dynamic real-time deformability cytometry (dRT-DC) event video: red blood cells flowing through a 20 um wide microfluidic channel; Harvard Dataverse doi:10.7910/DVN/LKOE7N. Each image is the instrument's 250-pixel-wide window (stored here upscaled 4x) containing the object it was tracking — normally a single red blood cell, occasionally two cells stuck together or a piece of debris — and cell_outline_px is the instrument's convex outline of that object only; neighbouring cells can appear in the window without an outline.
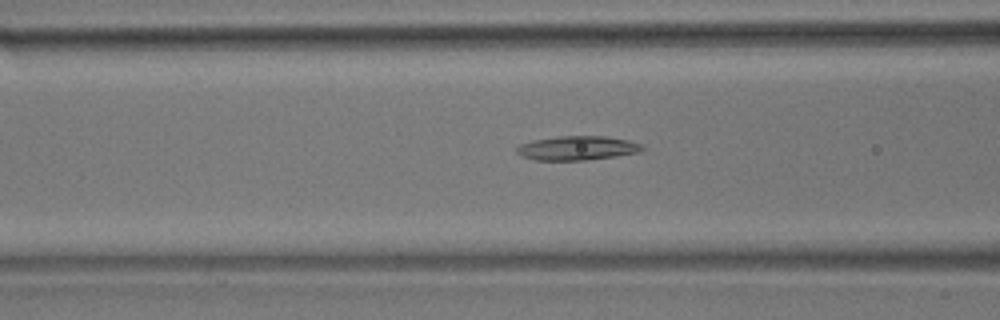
{"species": "common noctule bat (a hibernating species)", "species_latin": "Nyctalus noctula", "temperature_condition": "room temperature", "stored_images_in_passage": 33, "camera_frame_rate_fps": 3000, "um_per_image_px": 0.085, "animal": {"sex": "male", "body_mass_g": 17.9}, "frame": {"image": 1, "passage_image": 6, "time_ms": 1.667, "image_size_px": [1000, 320], "cell_outline_px": [[644, 148], [640, 152], [616, 156], [584, 160], [536, 160], [520, 156], [516, 152], [516, 148], [520, 144], [532, 140], [560, 136], [604, 136], [628, 140], [640, 144]], "centroid_in_image_um": [49.03, 12.59], "position_along_channel_um": 117.6, "area_um2": 17.63}}
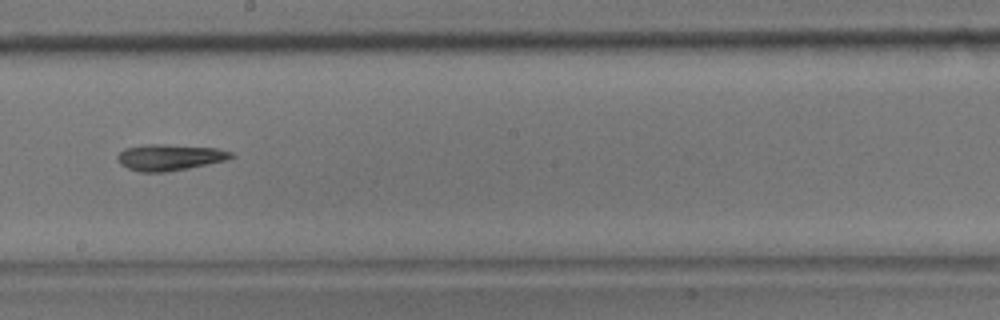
{"frame": {"image": 2, "passage_image": 15, "time_ms": 4.667, "image_size_px": [1000, 320], "cell_outline_px": [[236, 156], [224, 160], [188, 168], [168, 172], [140, 172], [128, 168], [120, 164], [116, 156], [124, 148], [144, 144], [164, 144], [216, 148], [232, 152]], "centroid_in_image_um": [14.38, 13.37], "position_along_channel_um": 233.8, "area_um2": 17.34}}
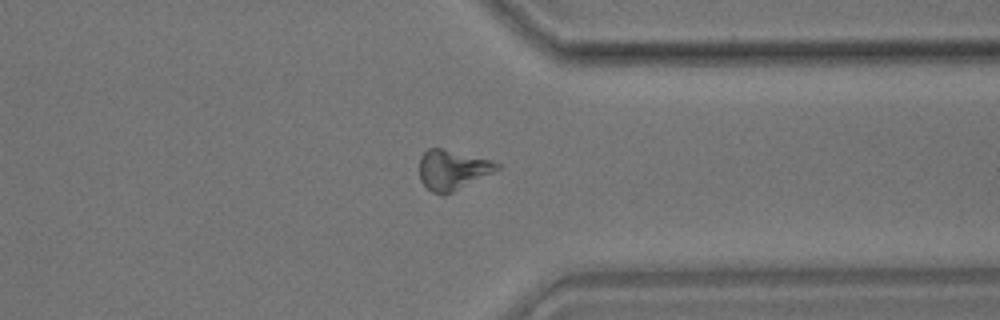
{"frame": {"image": 3, "passage_image": 26, "time_ms": 8.333, "image_size_px": [1000, 320], "cell_outline_px": [[500, 168], [444, 196], [440, 196], [432, 192], [420, 180], [420, 156], [428, 148], [440, 148], [492, 160], [500, 164]], "centroid_in_image_um": [38.43, 14.44], "position_along_channel_um": 373.0, "area_um2": 17.8}}